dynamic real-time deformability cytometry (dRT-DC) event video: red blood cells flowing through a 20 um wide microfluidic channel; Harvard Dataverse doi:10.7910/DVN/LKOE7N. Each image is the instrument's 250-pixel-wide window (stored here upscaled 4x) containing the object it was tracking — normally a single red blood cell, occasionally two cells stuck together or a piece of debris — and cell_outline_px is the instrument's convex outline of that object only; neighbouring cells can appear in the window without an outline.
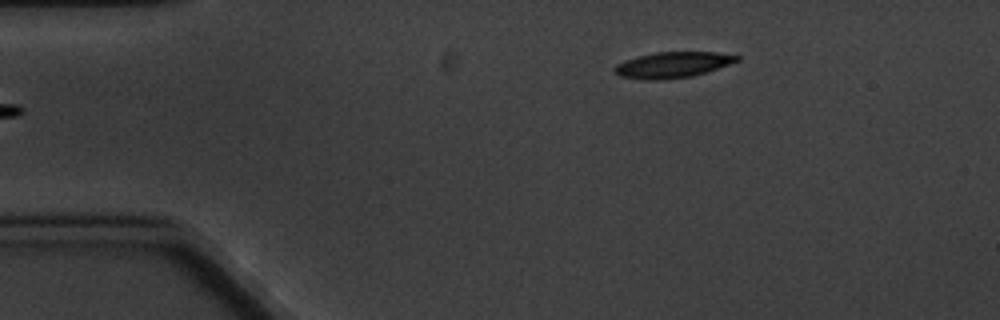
{"species": "common noctule bat (a hibernating species)", "species_latin": "Nyctalus noctula", "temperature_condition": "cold", "stored_images_in_passage": 6, "camera_frame_rate_fps": 3000, "um_per_image_px": 0.085, "animal": {"sex": "male", "body_mass_g": 20.1, "forearm_length_mm": 53.5}, "frame": {"image": 1, "passage_image": 6, "time_ms": 5.667, "image_size_px": [1000, 320], "cell_outline_px": [[740, 60], [692, 76], [660, 80], [652, 80], [620, 76], [616, 72], [616, 64], [624, 60], [656, 52], [716, 52], [740, 56]], "centroid_in_image_um": [57.18, 5.5], "position_along_channel_um": 27.8, "area_um2": 17.98}}